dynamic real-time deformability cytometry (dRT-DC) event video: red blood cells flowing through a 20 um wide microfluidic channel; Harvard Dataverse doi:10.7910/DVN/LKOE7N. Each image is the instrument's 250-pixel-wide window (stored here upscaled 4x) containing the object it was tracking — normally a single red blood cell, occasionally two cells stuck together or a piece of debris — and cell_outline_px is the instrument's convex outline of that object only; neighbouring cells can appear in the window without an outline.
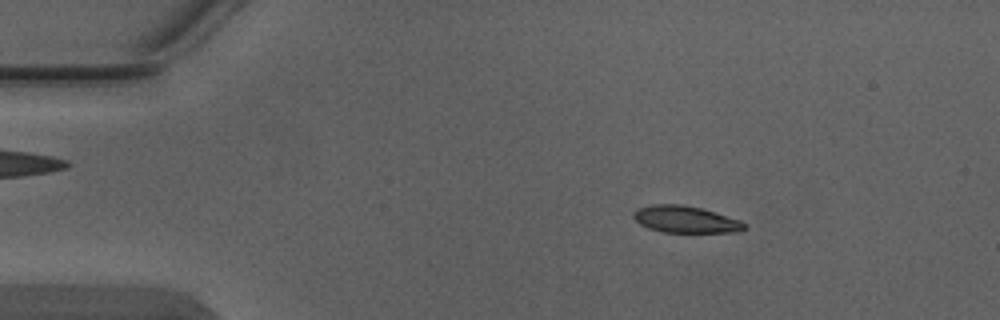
{"species": "Egyptian fruit bat (a non-hibernating species)", "species_latin": "Rousettus aegyptiacus", "temperature_condition": "warm", "stored_images_in_passage": 4, "camera_frame_rate_fps": 3000, "um_per_image_px": 0.085, "animal": {"sex": "male"}, "frame": {"image": 1, "passage_image": 2, "time_ms": 0.333, "image_size_px": [1000, 320], "cell_outline_px": [[748, 228], [740, 232], [664, 232], [648, 228], [640, 224], [632, 216], [632, 212], [640, 208], [652, 204], [680, 204], [700, 208], [740, 220]], "centroid_in_image_um": [58.26, 18.65], "position_along_channel_um": 26.7, "area_um2": 17.22}}
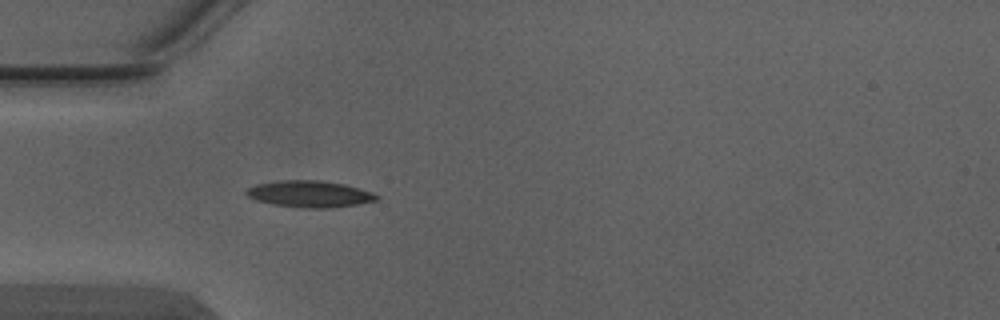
{"frame": {"image": 2, "passage_image": 4, "time_ms": 1.0, "image_size_px": [1000, 320], "cell_outline_px": [[380, 196], [376, 200], [356, 204], [328, 208], [308, 208], [272, 204], [256, 200], [248, 196], [244, 192], [248, 188], [256, 184], [280, 180], [320, 180], [344, 184], [372, 192]], "centroid_in_image_um": [26.3, 16.48], "position_along_channel_um": 58.7, "area_um2": 20.0}}